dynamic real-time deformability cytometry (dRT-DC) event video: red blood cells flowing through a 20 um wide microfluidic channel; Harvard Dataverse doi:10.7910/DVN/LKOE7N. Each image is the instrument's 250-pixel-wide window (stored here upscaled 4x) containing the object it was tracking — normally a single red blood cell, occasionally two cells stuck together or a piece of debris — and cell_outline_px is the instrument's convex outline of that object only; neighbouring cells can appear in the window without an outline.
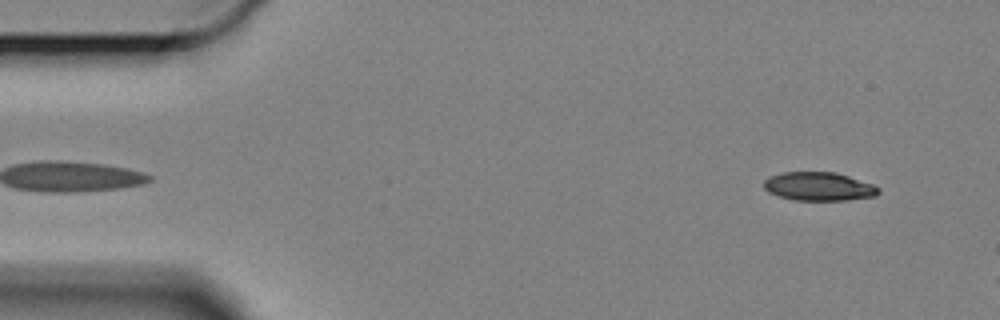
{"species": "Egyptian fruit bat (a non-hibernating species)", "species_latin": "Rousettus aegyptiacus", "temperature_condition": "cold", "stored_images_in_passage": 10, "camera_frame_rate_fps": 3000, "um_per_image_px": 0.085, "animal": {"sex": "female"}, "frame": {"image": 1, "passage_image": 2, "time_ms": 0.333, "image_size_px": [1000, 320], "cell_outline_px": [[880, 192], [876, 196], [844, 200], [796, 200], [780, 196], [768, 192], [764, 188], [764, 180], [768, 176], [780, 172], [836, 172], [872, 184], [880, 188]], "centroid_in_image_um": [69.58, 15.84], "position_along_channel_um": 15.4, "area_um2": 19.07}}